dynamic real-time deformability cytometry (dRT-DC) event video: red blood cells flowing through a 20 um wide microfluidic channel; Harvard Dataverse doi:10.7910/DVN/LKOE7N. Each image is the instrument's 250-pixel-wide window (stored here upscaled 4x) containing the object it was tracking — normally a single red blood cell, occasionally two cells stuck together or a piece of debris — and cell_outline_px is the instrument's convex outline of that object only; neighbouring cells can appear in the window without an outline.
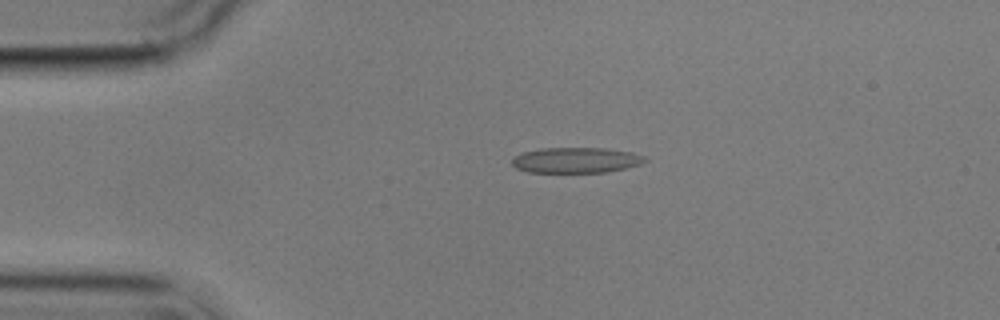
{"species": "common noctule bat (a hibernating species)", "species_latin": "Nyctalus noctula", "temperature_condition": "cold", "stored_images_in_passage": 3, "camera_frame_rate_fps": 3000, "um_per_image_px": 0.085, "animal": {"sex": "male", "body_mass_g": 17.9}, "frame": {"image": 1, "passage_image": 1, "time_ms": 0.0, "image_size_px": [1000, 320], "cell_outline_px": [[648, 160], [640, 164], [608, 172], [528, 172], [516, 168], [512, 164], [512, 156], [524, 152], [540, 148], [604, 148], [632, 152], [644, 156]], "centroid_in_image_um": [48.94, 13.61], "position_along_channel_um": 36.1, "area_um2": 19.77}}
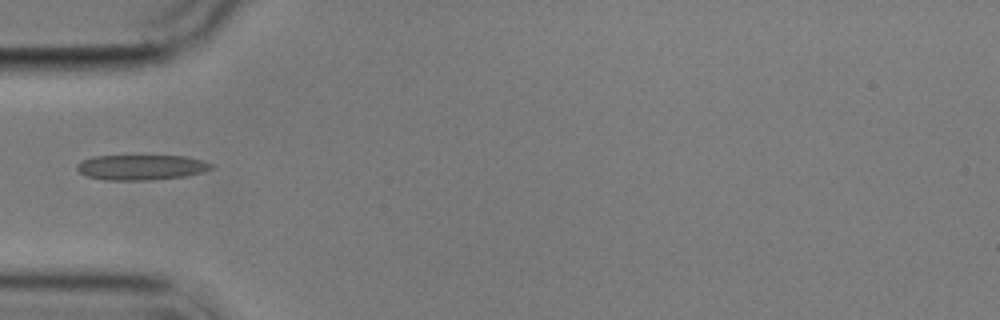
{"frame": {"image": 2, "passage_image": 3, "time_ms": 2.0, "image_size_px": [1000, 320], "cell_outline_px": [[216, 164], [212, 168], [204, 172], [188, 176], [148, 180], [104, 180], [84, 176], [76, 168], [76, 164], [92, 156], [184, 156], [204, 160]], "centroid_in_image_um": [12.04, 14.22], "position_along_channel_um": 73.0, "area_um2": 20.0}}